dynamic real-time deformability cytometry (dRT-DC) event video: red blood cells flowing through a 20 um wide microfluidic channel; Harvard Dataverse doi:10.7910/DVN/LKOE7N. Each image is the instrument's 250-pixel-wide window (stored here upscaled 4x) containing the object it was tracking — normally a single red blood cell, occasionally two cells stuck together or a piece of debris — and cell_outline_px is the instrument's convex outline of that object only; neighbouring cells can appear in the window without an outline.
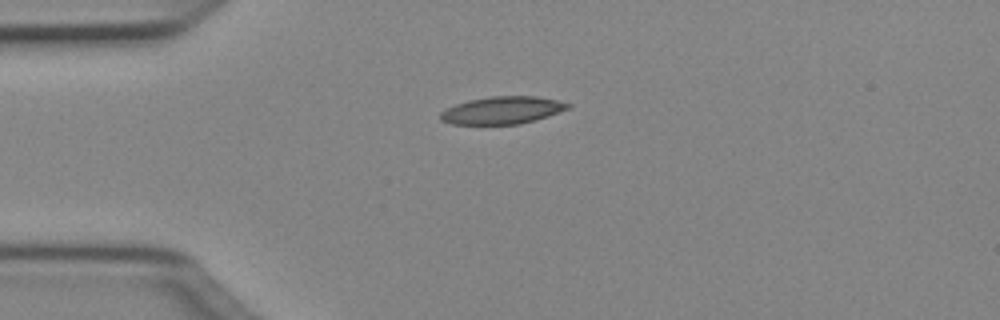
{"species": "Egyptian fruit bat (a non-hibernating species)", "species_latin": "Rousettus aegyptiacus", "temperature_condition": "cold", "stored_images_in_passage": 39, "camera_frame_rate_fps": 3000, "um_per_image_px": 0.085, "animal": {"sex": "female"}, "frame": {"image": 1, "passage_image": 1, "time_ms": 0.0, "image_size_px": [1000, 320], "cell_outline_px": [[572, 104], [568, 108], [548, 116], [536, 120], [520, 124], [452, 124], [440, 120], [440, 112], [456, 104], [468, 100], [492, 96], [536, 96], [556, 100]], "centroid_in_image_um": [42.69, 9.37], "position_along_channel_um": 42.3, "area_um2": 20.29}}
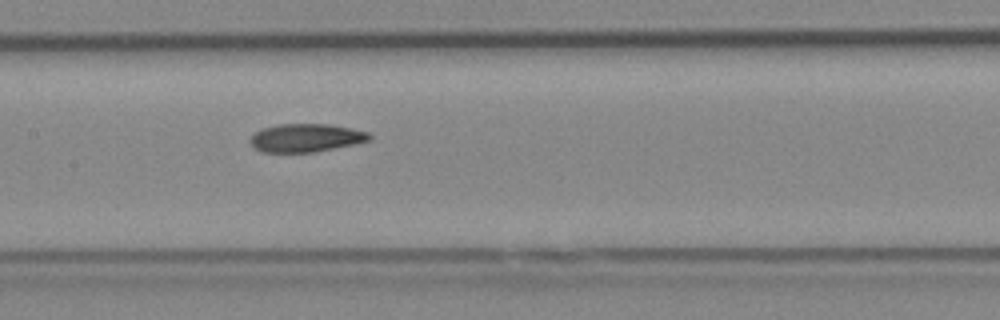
{"frame": {"image": 2, "passage_image": 13, "time_ms": 4.0, "image_size_px": [1000, 320], "cell_outline_px": [[372, 140], [312, 152], [260, 152], [248, 140], [256, 132], [264, 128], [276, 124], [328, 124], [352, 128], [368, 132], [372, 136]], "centroid_in_image_um": [26.01, 11.71], "position_along_channel_um": 181.4, "area_um2": 19.42}}
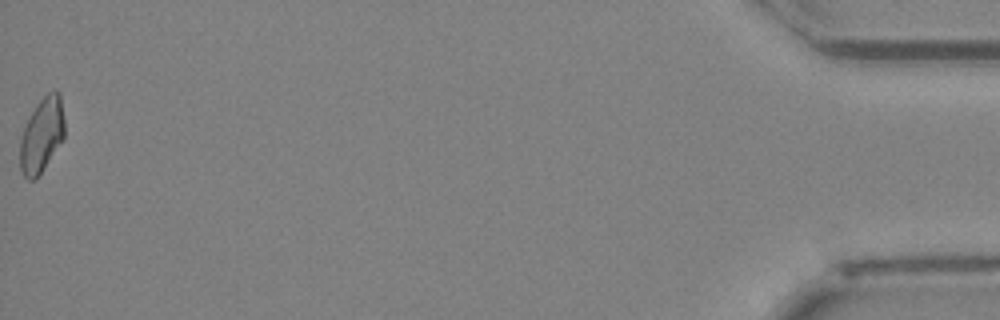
{"frame": {"image": 3, "passage_image": 39, "time_ms": 12.667, "image_size_px": [1000, 320], "cell_outline_px": [[64, 140], [36, 180], [28, 180], [24, 176], [20, 168], [20, 136], [36, 104], [48, 92], [56, 88], [60, 92], [64, 120]], "centroid_in_image_um": [3.57, 11.49], "position_along_channel_um": 431.6, "area_um2": 19.65}, "authors_computed_cell_mechanics": {"area_um2": 19.7676, "velocity_mm_per_s": 4.0341, "shape_relaxation_time_tau1_ms": null, "shape_relaxation_time_tau2_ms": 5.3053, "deformation_change_tau1": null, "deformation_change_tau2": 0.1224}}